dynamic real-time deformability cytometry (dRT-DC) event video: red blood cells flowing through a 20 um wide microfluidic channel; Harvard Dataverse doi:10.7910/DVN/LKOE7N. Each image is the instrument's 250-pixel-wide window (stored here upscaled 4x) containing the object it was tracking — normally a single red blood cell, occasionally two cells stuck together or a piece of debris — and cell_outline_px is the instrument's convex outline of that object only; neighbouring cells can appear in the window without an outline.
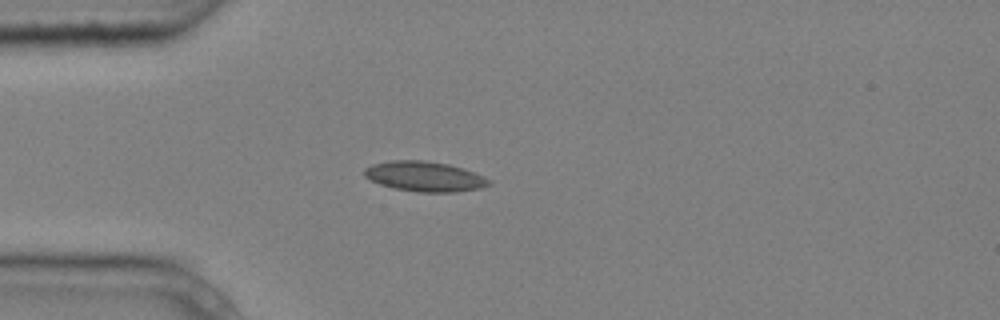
{"species": "common noctule bat (a hibernating species)", "species_latin": "Nyctalus noctula", "temperature_condition": "cold", "stored_images_in_passage": 3, "camera_frame_rate_fps": 3000, "um_per_image_px": 0.085, "animal": {"sex": "male", "body_mass_g": 20.4}, "frame": {"image": 1, "passage_image": 2, "time_ms": 0.333, "image_size_px": [1000, 320], "cell_outline_px": [[492, 184], [480, 188], [456, 192], [416, 192], [396, 188], [380, 184], [364, 176], [364, 168], [372, 164], [392, 160], [424, 160], [448, 164], [464, 168], [484, 176], [492, 180]], "centroid_in_image_um": [36.13, 14.99], "position_along_channel_um": 48.9, "area_um2": 21.91}}